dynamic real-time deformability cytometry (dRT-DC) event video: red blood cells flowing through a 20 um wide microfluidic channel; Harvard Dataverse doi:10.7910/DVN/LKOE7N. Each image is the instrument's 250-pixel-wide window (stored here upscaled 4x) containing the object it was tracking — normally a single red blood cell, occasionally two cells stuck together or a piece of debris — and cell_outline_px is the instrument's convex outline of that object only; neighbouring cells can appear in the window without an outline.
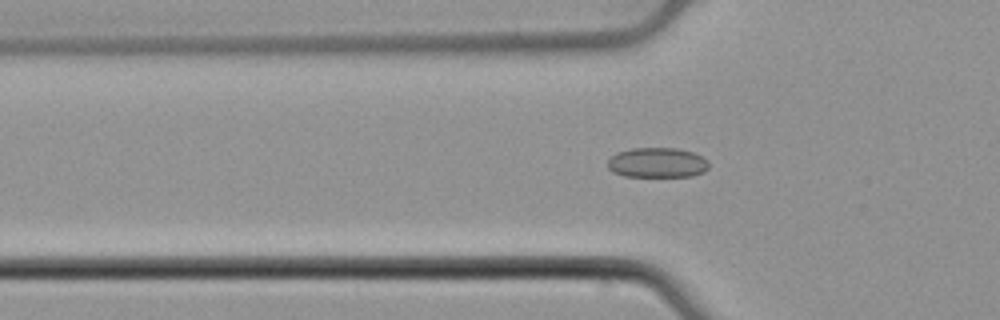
{"species": "common noctule bat (a hibernating species)", "species_latin": "Nyctalus noctula", "temperature_condition": "cold", "stored_images_in_passage": 54, "camera_frame_rate_fps": 3000, "um_per_image_px": 0.085, "animal": {"sex": "male", "body_mass_g": 21.5, "forearm_length_mm": 52.0}, "frame": {"image": 1, "passage_image": 18, "time_ms": 5.667, "image_size_px": [1000, 320], "cell_outline_px": [[708, 168], [704, 172], [692, 176], [624, 176], [612, 172], [608, 168], [608, 160], [616, 152], [632, 148], [676, 148], [692, 152], [708, 160]], "centroid_in_image_um": [55.85, 13.82], "position_along_channel_um": 69.9, "area_um2": 17.69}}
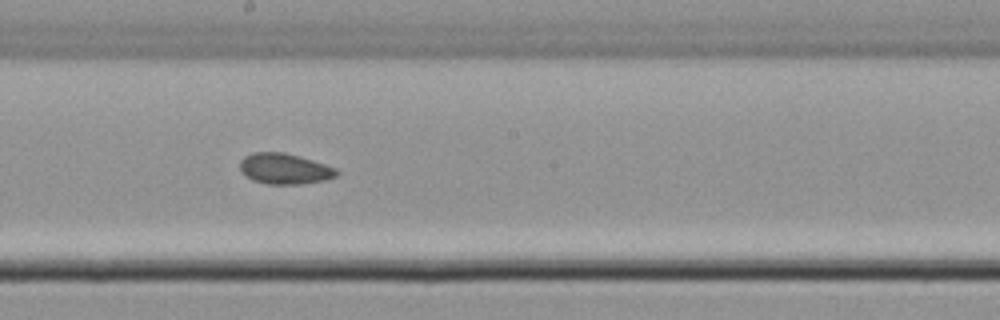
{"frame": {"image": 2, "passage_image": 30, "time_ms": 9.667, "image_size_px": [1000, 320], "cell_outline_px": [[340, 172], [336, 176], [324, 180], [300, 184], [268, 184], [252, 180], [244, 176], [240, 172], [240, 160], [244, 156], [252, 152], [284, 152], [312, 160], [336, 168]], "centroid_in_image_um": [24.15, 14.34], "position_along_channel_um": 224.1, "area_um2": 17.4}}
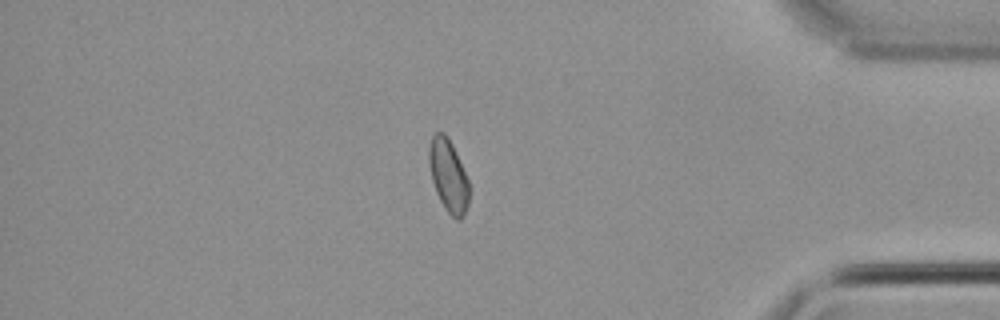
{"frame": {"image": 3, "passage_image": 46, "time_ms": 15.0, "image_size_px": [1000, 320], "cell_outline_px": [[472, 188], [468, 204], [460, 220], [456, 220], [444, 208], [436, 192], [432, 180], [428, 160], [428, 148], [432, 136], [436, 132], [444, 132], [448, 136], [452, 144]], "centroid_in_image_um": [38.12, 14.93], "position_along_channel_um": 397.1, "area_um2": 17.17}, "authors_computed_cell_mechanics": {"area_um2": 17.3689, "velocity_mm_per_s": 3.8676, "shape_relaxation_time_tau1_ms": null, "shape_relaxation_time_tau2_ms": 3.6064, "deformation_change_tau1": null, "deformation_change_tau2": 0.0573}}